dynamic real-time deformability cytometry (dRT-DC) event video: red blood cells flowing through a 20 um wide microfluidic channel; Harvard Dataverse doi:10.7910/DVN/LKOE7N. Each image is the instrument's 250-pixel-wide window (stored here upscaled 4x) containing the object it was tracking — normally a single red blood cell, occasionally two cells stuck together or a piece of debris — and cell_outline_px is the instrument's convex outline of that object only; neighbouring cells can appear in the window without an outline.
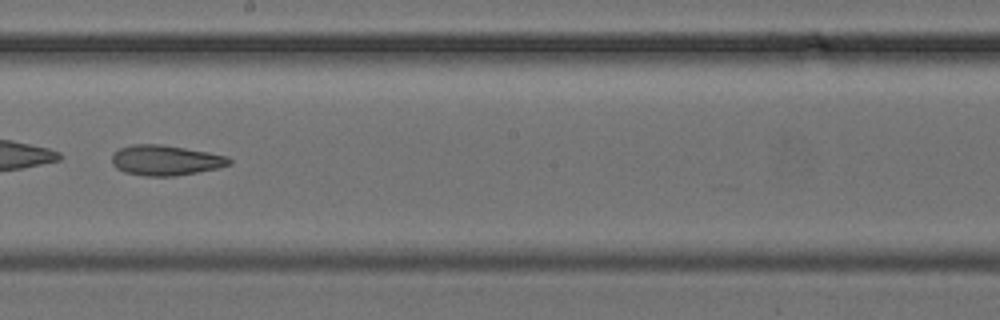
{"species": "common noctule bat (a hibernating species)", "species_latin": "Nyctalus noctula", "temperature_condition": "cold", "stored_images_in_passage": 38, "camera_frame_rate_fps": 3000, "um_per_image_px": 0.085, "animal": {"sex": "female", "body_mass_g": 24.6, "forearm_length_mm": 56.2}, "frame": {"image": 1, "passage_image": 22, "time_ms": 7.0, "image_size_px": [1000, 320], "cell_outline_px": [[232, 164], [220, 168], [172, 176], [144, 176], [124, 172], [116, 168], [112, 164], [112, 152], [120, 148], [132, 144], [160, 144], [208, 152], [228, 156], [232, 160]], "centroid_in_image_um": [14.07, 13.62], "position_along_channel_um": 234.1, "area_um2": 20.81}}